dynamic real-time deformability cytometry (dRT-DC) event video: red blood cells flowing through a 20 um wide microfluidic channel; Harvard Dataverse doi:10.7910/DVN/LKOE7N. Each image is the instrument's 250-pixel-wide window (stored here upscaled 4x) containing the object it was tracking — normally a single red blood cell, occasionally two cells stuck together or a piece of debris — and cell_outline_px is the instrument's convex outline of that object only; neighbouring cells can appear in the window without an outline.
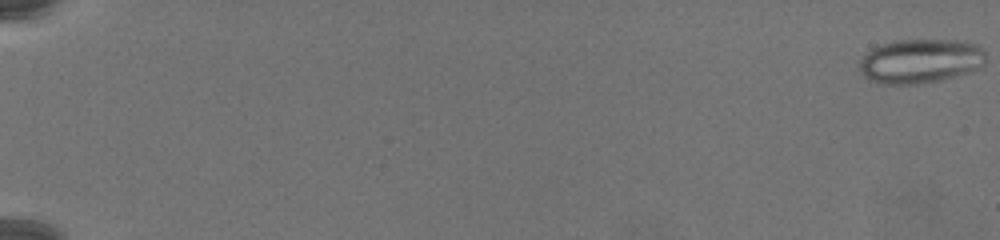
{"species": "common noctule bat (a hibernating species)", "species_latin": "Nyctalus noctula", "temperature_condition": "warm", "stored_images_in_passage": 79, "camera_frame_rate_fps": 3000, "um_per_image_px": 0.085, "animal": {"sex": "female", "body_mass_g": 19.5, "forearm_length_mm": 54.1}, "frame": {"image": 1, "passage_image": 1, "time_ms": 0.0, "image_size_px": [1000, 240], "cell_outline_px": [[984, 60], [976, 68], [968, 72], [940, 80], [920, 84], [884, 84], [872, 80], [864, 76], [860, 68], [860, 60], [872, 48], [896, 40], [956, 40], [976, 44], [984, 48]], "centroid_in_image_um": [78.22, 5.18], "position_along_channel_um": 6.8, "area_um2": 32.14}}
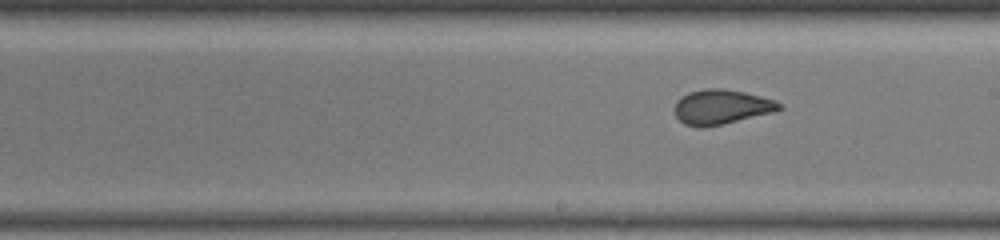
{"frame": {"image": 2, "passage_image": 49, "time_ms": 16.0, "image_size_px": [1000, 240], "cell_outline_px": [[784, 108], [772, 112], [724, 124], [704, 128], [696, 128], [684, 124], [676, 116], [676, 100], [680, 96], [688, 92], [704, 88], [720, 88], [744, 92], [776, 100]], "centroid_in_image_um": [61.29, 9.09], "position_along_channel_um": 227.7, "area_um2": 21.27}}
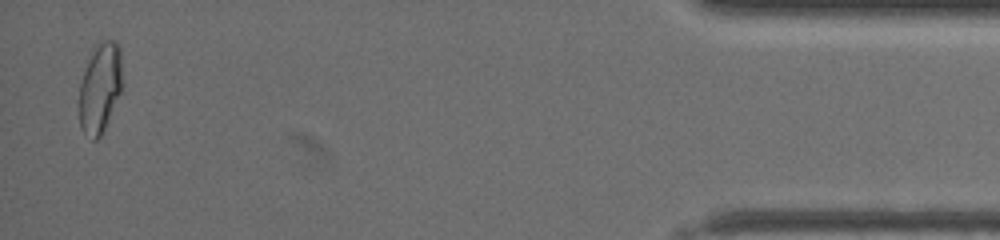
{"frame": {"image": 3, "passage_image": 78, "time_ms": 25.667, "image_size_px": [1000, 240], "cell_outline_px": [[124, 80], [120, 92], [104, 128], [100, 136], [96, 140], [92, 140], [80, 128], [80, 84], [88, 60], [96, 48], [104, 40], [112, 40], [120, 48]], "centroid_in_image_um": [8.53, 7.48], "position_along_channel_um": 426.7, "area_um2": 22.14}}